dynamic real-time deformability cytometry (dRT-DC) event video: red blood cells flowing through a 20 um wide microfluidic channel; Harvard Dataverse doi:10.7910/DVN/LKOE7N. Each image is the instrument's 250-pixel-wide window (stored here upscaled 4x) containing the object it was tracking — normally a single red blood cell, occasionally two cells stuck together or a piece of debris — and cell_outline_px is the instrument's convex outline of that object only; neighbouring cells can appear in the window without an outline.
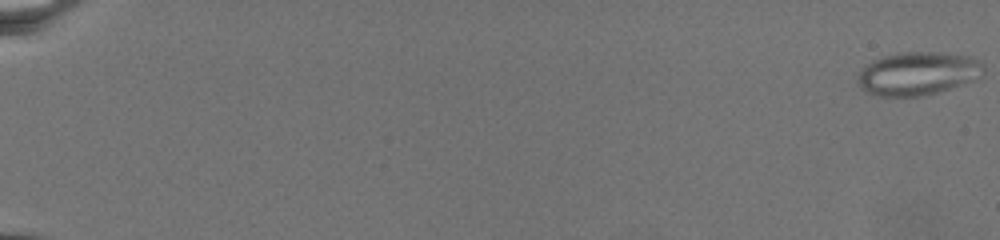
{"species": "common noctule bat (a hibernating species)", "species_latin": "Nyctalus noctula", "temperature_condition": "warm", "stored_images_in_passage": 77, "camera_frame_rate_fps": 3000, "um_per_image_px": 0.085, "animal": {"sex": "female", "body_mass_g": 19.5, "forearm_length_mm": 54.1}, "frame": {"image": 1, "passage_image": 1, "time_ms": 0.0, "image_size_px": [1000, 240], "cell_outline_px": [[984, 72], [980, 76], [960, 84], [936, 92], [920, 96], [876, 96], [860, 88], [856, 84], [856, 80], [860, 72], [868, 64], [884, 56], [900, 52], [940, 52], [968, 56], [984, 64]], "centroid_in_image_um": [77.98, 6.24], "position_along_channel_um": 7.0, "area_um2": 31.27}}
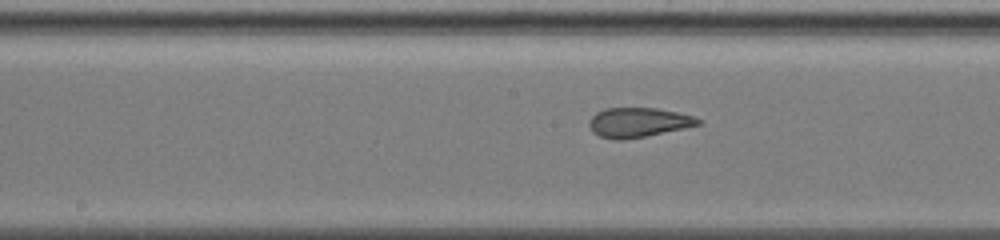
{"frame": {"image": 2, "passage_image": 44, "time_ms": 14.333, "image_size_px": [1000, 240], "cell_outline_px": [[704, 120], [700, 124], [684, 128], [624, 140], [612, 140], [600, 136], [592, 132], [588, 124], [588, 120], [596, 112], [604, 108], [656, 108], [676, 112], [692, 116]], "centroid_in_image_um": [54.21, 10.4], "position_along_channel_um": 194.0, "area_um2": 18.79}}
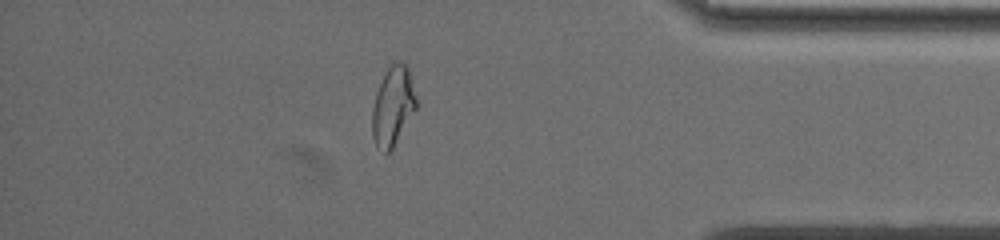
{"frame": {"image": 3, "passage_image": 68, "time_ms": 22.333, "image_size_px": [1000, 240], "cell_outline_px": [[416, 108], [392, 148], [388, 152], [384, 152], [376, 148], [372, 136], [372, 108], [376, 92], [388, 68], [396, 60], [408, 64], [416, 96]], "centroid_in_image_um": [33.39, 9.0], "position_along_channel_um": 401.8, "area_um2": 20.17}}